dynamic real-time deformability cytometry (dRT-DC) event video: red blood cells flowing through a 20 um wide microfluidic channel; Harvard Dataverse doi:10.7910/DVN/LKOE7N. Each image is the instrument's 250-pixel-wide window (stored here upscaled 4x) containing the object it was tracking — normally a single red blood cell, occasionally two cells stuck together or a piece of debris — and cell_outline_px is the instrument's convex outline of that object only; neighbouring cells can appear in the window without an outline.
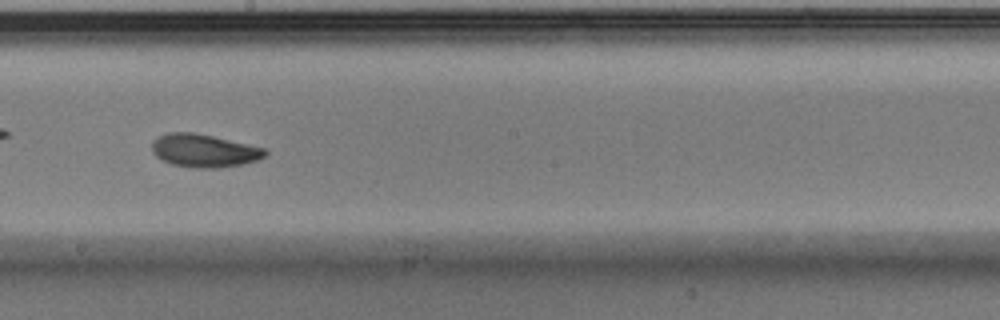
{"species": "Egyptian fruit bat (a non-hibernating species)", "species_latin": "Rousettus aegyptiacus", "temperature_condition": "warm", "stored_images_in_passage": 39, "camera_frame_rate_fps": 3000, "um_per_image_px": 0.085, "animal": {"sex": "male"}, "frame": {"image": 1, "passage_image": 17, "time_ms": 5.333, "image_size_px": [1000, 320], "cell_outline_px": [[268, 152], [264, 156], [256, 160], [244, 164], [220, 168], [192, 168], [172, 164], [156, 156], [152, 152], [152, 140], [156, 136], [168, 132], [192, 132], [212, 136], [264, 148]], "centroid_in_image_um": [17.3, 12.81], "position_along_channel_um": 230.9, "area_um2": 21.79}, "authors_computed_cell_mechanics": {"area_um2": 21.7906, "velocity_mm_per_s": 3.9506, "shape_relaxation_time_tau1_ms": 2.4955, "shape_relaxation_time_tau2_ms": 2.7261, "deformation_change_tau1": 0.1088, "deformation_change_tau2": 0.0782}}